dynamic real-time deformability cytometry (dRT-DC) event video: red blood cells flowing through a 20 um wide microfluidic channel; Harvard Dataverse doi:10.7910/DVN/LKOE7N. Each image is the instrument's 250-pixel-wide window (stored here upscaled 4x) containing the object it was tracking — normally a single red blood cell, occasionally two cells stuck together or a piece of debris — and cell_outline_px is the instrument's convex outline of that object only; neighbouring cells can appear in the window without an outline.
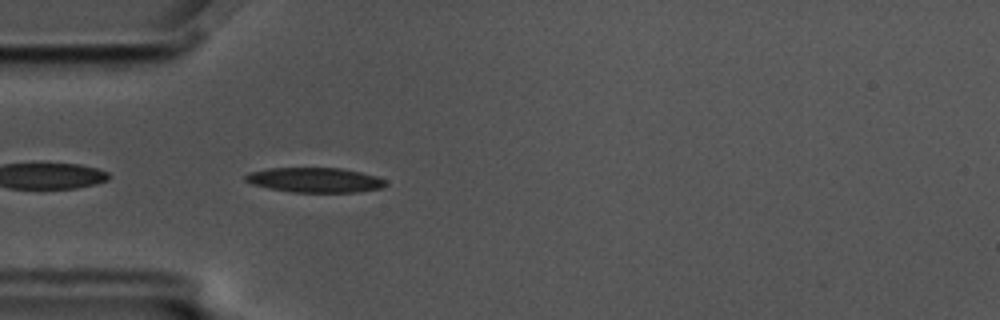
{"species": "common noctule bat (a hibernating species)", "species_latin": "Nyctalus noctula", "temperature_condition": "cold", "stored_images_in_passage": 43, "camera_frame_rate_fps": 3000, "um_per_image_px": 0.085, "animal": {"sex": "male", "body_mass_g": 17.5, "forearm_length_mm": 52.3}, "frame": {"image": 1, "passage_image": 2, "time_ms": 0.333, "image_size_px": [1000, 320], "cell_outline_px": [[388, 184], [380, 188], [356, 192], [292, 192], [268, 188], [252, 184], [244, 180], [244, 176], [248, 172], [268, 168], [340, 168], [360, 172], [376, 176], [384, 180]], "centroid_in_image_um": [26.72, 15.3], "position_along_channel_um": 58.3, "area_um2": 20.23}}
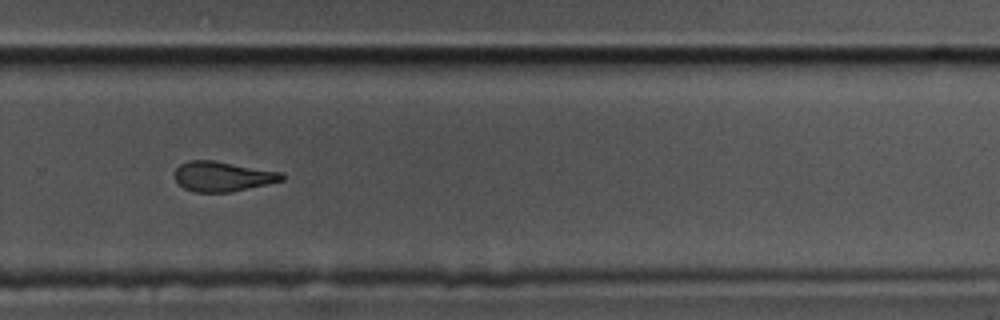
{"frame": {"image": 2, "passage_image": 24, "time_ms": 7.667, "image_size_px": [1000, 320], "cell_outline_px": [[284, 180], [268, 184], [228, 192], [196, 192], [184, 188], [176, 180], [176, 168], [180, 164], [188, 160], [212, 160], [280, 172], [284, 176]], "centroid_in_image_um": [18.91, 14.99], "position_along_channel_um": 310.9, "area_um2": 18.38}}
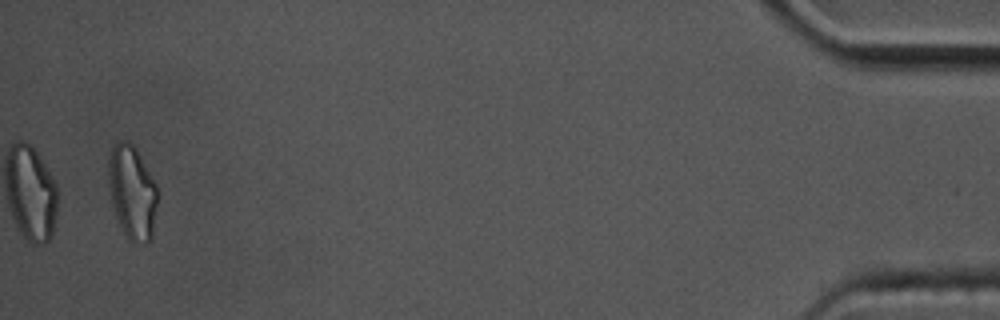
{"frame": {"image": 3, "passage_image": 41, "time_ms": 13.333, "image_size_px": [1000, 320], "cell_outline_px": [[156, 204], [152, 240], [148, 244], [144, 244], [128, 240], [116, 216], [112, 204], [108, 176], [108, 160], [112, 148], [116, 140], [128, 140], [136, 148], [156, 184]], "centroid_in_image_um": [11.23, 16.33], "position_along_channel_um": 424.0, "area_um2": 26.7}, "authors_computed_cell_mechanics": {"area_um2": 20.1144, "velocity_mm_per_s": 3.4929, "shape_relaxation_time_tau1_ms": 8.5167, "shape_relaxation_time_tau2_ms": 4.6906, "deformation_change_tau1": 0.2026, "deformation_change_tau2": 0.1478}}